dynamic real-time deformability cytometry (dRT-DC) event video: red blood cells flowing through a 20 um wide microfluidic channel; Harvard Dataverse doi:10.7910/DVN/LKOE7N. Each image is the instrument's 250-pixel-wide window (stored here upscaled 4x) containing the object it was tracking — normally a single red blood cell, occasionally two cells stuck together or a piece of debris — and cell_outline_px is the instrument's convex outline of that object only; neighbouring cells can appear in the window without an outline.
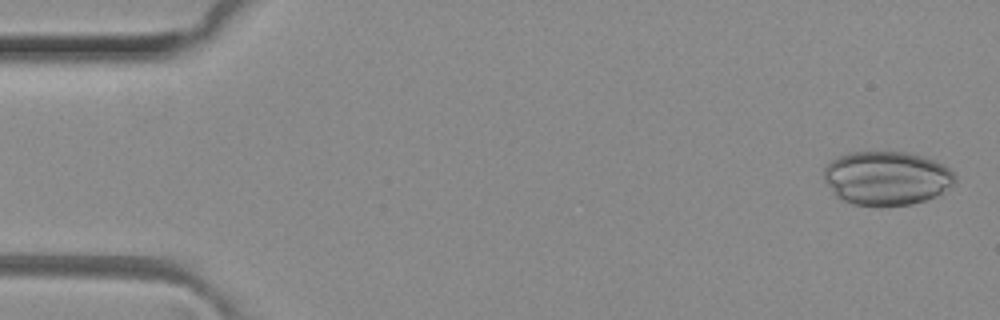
{"species": "common noctule bat (a hibernating species)", "species_latin": "Nyctalus noctula", "temperature_condition": "room temperature", "stored_images_in_passage": 10, "camera_frame_rate_fps": 3000, "um_per_image_px": 0.085, "animal": {"sex": "female", "body_mass_g": 29.2, "forearm_length_mm": 56.3}, "frame": {"image": 1, "passage_image": 2, "time_ms": 0.333, "image_size_px": [1000, 320], "cell_outline_px": [[956, 184], [936, 196], [912, 204], [852, 204], [836, 196], [824, 180], [824, 168], [832, 160], [848, 152], [904, 152], [920, 156], [932, 160], [948, 168], [956, 176]], "centroid_in_image_um": [75.37, 15.13], "position_along_channel_um": 9.6, "area_um2": 40.58}}